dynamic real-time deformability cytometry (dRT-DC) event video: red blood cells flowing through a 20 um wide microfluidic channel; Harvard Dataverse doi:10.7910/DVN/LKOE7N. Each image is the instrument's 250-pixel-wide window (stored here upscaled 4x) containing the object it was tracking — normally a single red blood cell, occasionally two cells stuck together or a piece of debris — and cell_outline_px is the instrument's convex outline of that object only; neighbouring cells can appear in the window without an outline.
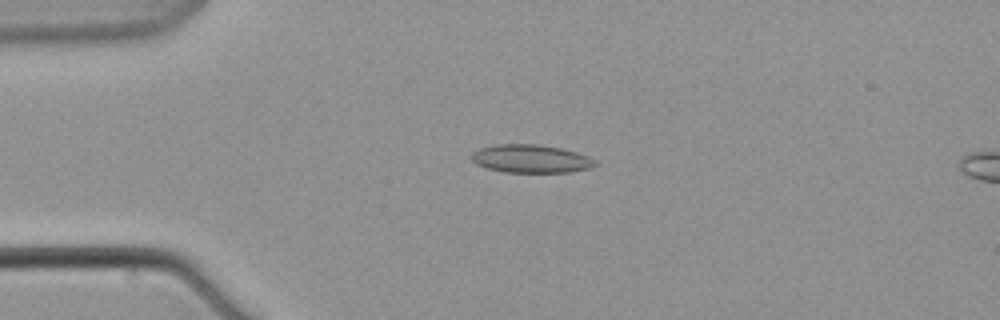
{"species": "common noctule bat (a hibernating species)", "species_latin": "Nyctalus noctula", "temperature_condition": "warm", "stored_images_in_passage": 5, "camera_frame_rate_fps": 3000, "um_per_image_px": 0.085, "animal": {"sex": "male", "body_mass_g": 21.5, "forearm_length_mm": 52.0}, "frame": {"image": 1, "passage_image": 3, "time_ms": 2.333, "image_size_px": [1000, 320], "cell_outline_px": [[596, 164], [592, 168], [568, 172], [504, 172], [488, 168], [476, 164], [472, 160], [472, 152], [480, 148], [496, 144], [536, 144], [560, 148], [576, 152], [588, 156], [596, 160]], "centroid_in_image_um": [45.13, 13.49], "position_along_channel_um": 39.9, "area_um2": 20.23}}
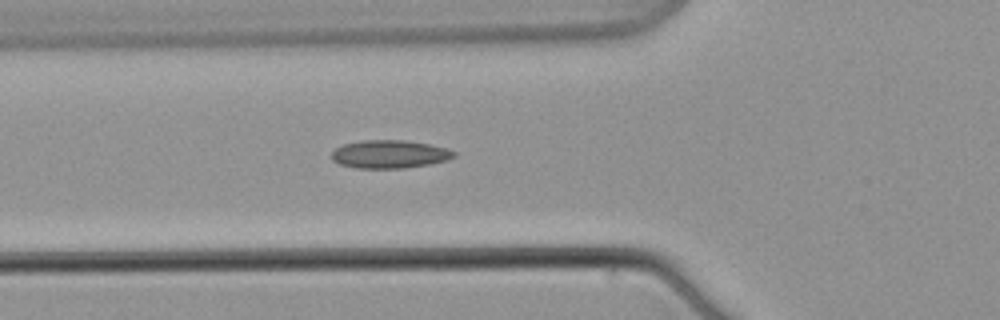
{"frame": {"image": 2, "passage_image": 5, "time_ms": 5.333, "image_size_px": [1000, 320], "cell_outline_px": [[456, 156], [444, 160], [428, 164], [404, 168], [356, 168], [340, 164], [332, 160], [332, 152], [336, 148], [344, 144], [360, 140], [404, 140], [428, 144], [448, 148], [456, 152]], "centroid_in_image_um": [33.1, 13.1], "position_along_channel_um": 92.7, "area_um2": 19.94}}